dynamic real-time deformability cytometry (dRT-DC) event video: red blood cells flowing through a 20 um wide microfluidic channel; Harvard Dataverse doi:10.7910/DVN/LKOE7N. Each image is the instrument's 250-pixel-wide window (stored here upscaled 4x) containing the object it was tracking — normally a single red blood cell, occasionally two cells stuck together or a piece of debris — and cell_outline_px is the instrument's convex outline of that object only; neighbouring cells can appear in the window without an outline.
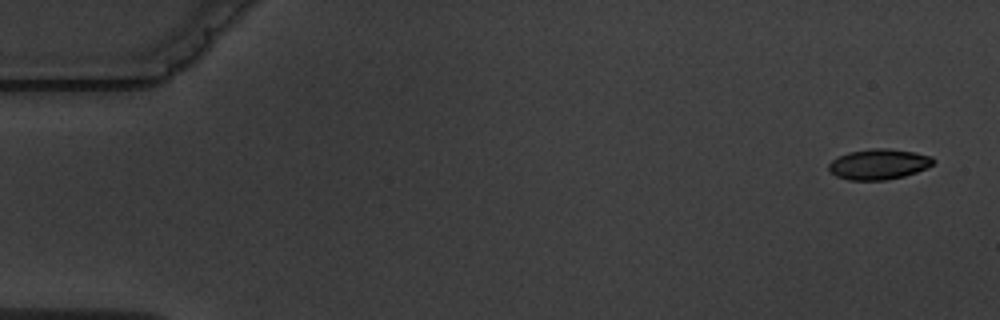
{"species": "common noctule bat (a hibernating species)", "species_latin": "Nyctalus noctula", "temperature_condition": "warm", "stored_images_in_passage": 5, "camera_frame_rate_fps": 3000, "um_per_image_px": 0.085, "animal": {"sex": "male", "body_mass_g": 19.5, "forearm_length_mm": 54.6}, "frame": {"image": 1, "passage_image": 1, "time_ms": 0.0, "image_size_px": [1000, 320], "cell_outline_px": [[936, 160], [928, 168], [904, 176], [884, 180], [848, 180], [836, 176], [828, 172], [828, 164], [836, 156], [848, 152], [872, 148], [888, 148], [912, 152], [932, 156]], "centroid_in_image_um": [74.66, 13.95], "position_along_channel_um": 10.3, "area_um2": 18.79}}
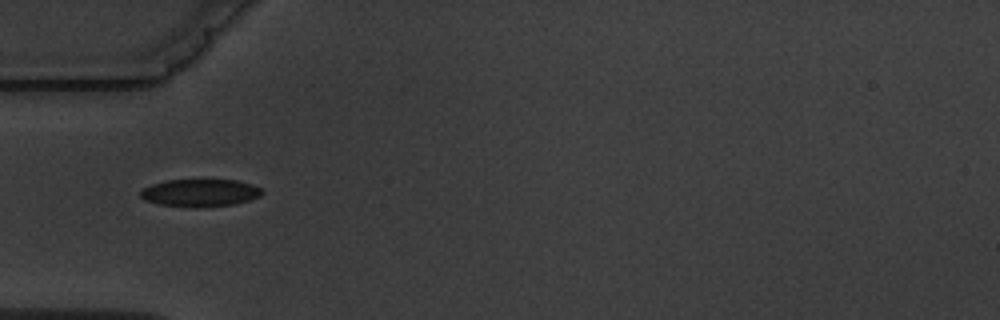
{"frame": {"image": 2, "passage_image": 5, "time_ms": 5.333, "image_size_px": [1000, 320], "cell_outline_px": [[264, 192], [260, 196], [248, 200], [232, 204], [204, 208], [192, 208], [160, 204], [144, 200], [140, 196], [140, 192], [144, 188], [152, 184], [164, 180], [236, 180], [252, 184], [260, 188]], "centroid_in_image_um": [17.0, 16.4], "position_along_channel_um": 68.0, "area_um2": 19.59}}